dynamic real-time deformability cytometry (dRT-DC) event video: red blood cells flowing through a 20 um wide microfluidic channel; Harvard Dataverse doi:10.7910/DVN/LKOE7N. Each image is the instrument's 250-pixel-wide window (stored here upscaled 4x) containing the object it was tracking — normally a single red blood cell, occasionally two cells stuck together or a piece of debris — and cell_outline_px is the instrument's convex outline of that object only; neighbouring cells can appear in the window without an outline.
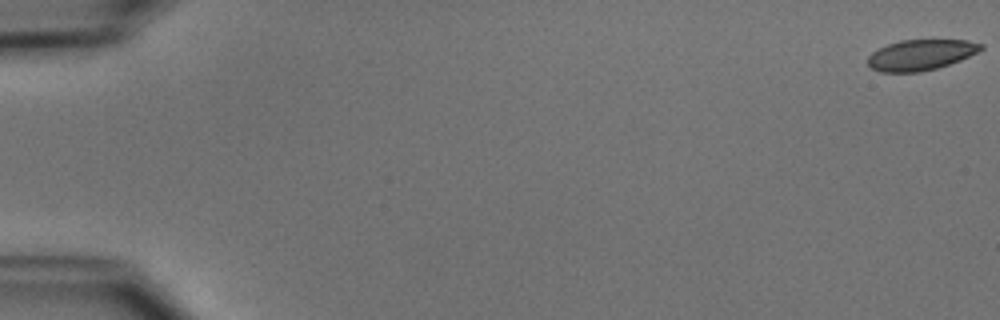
{"species": "common noctule bat (a hibernating species)", "species_latin": "Nyctalus noctula", "temperature_condition": "cold", "stored_images_in_passage": 52, "camera_frame_rate_fps": 3000, "um_per_image_px": 0.085, "animal": {"sex": "male", "body_mass_g": 15.6}, "frame": {"image": 1, "passage_image": 1, "time_ms": 0.0, "image_size_px": [1000, 320], "cell_outline_px": [[984, 48], [960, 60], [936, 68], [920, 72], [880, 72], [872, 68], [868, 64], [868, 56], [872, 52], [888, 44], [900, 40], [968, 40], [984, 44]], "centroid_in_image_um": [78.26, 4.66], "position_along_channel_um": 6.7, "area_um2": 20.06}}
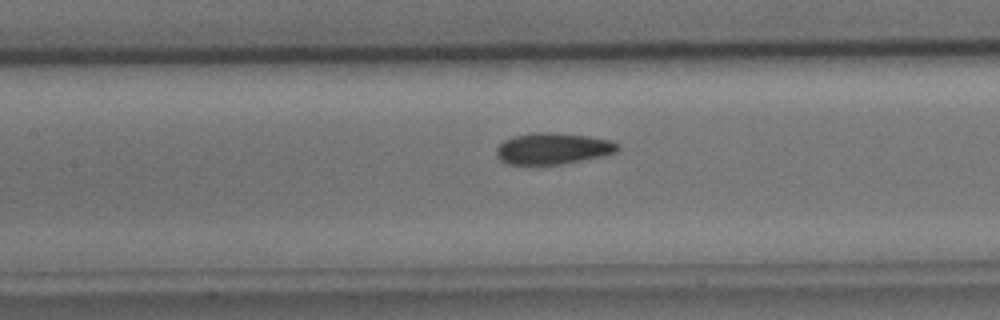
{"frame": {"image": 2, "passage_image": 25, "time_ms": 8.0, "image_size_px": [1000, 320], "cell_outline_px": [[620, 148], [616, 152], [604, 156], [584, 160], [536, 168], [508, 164], [500, 160], [496, 156], [496, 148], [504, 140], [516, 136], [532, 132], [552, 132], [588, 136], [612, 140], [620, 144]], "centroid_in_image_um": [46.98, 12.67], "position_along_channel_um": 160.4, "area_um2": 23.06}}
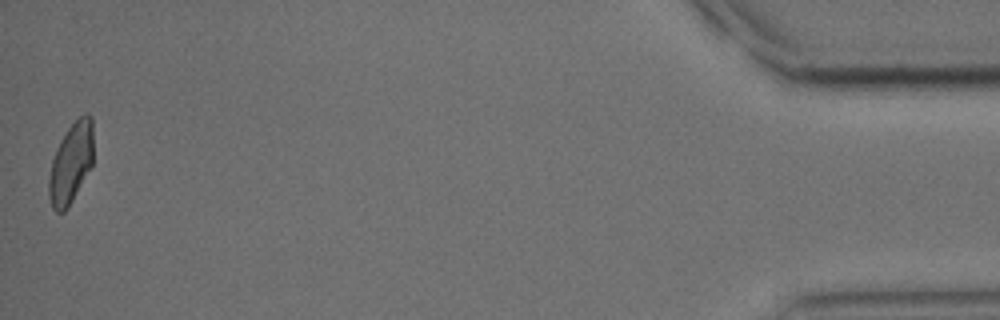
{"frame": {"image": 3, "passage_image": 52, "time_ms": 17.0, "image_size_px": [1000, 320], "cell_outline_px": [[92, 168], [68, 208], [64, 212], [56, 212], [52, 208], [48, 196], [48, 180], [52, 160], [56, 148], [60, 140], [68, 128], [84, 112], [88, 112], [92, 116]], "centroid_in_image_um": [6.03, 13.89], "position_along_channel_um": 429.2, "area_um2": 21.15}, "authors_computed_cell_mechanics": {"area_um2": 21.9062, "velocity_mm_per_s": 3.9335, "shape_relaxation_time_tau1_ms": 3.1427, "shape_relaxation_time_tau2_ms": 1.7865, "deformation_change_tau1": 0.1088, "deformation_change_tau2": 0.0741}}